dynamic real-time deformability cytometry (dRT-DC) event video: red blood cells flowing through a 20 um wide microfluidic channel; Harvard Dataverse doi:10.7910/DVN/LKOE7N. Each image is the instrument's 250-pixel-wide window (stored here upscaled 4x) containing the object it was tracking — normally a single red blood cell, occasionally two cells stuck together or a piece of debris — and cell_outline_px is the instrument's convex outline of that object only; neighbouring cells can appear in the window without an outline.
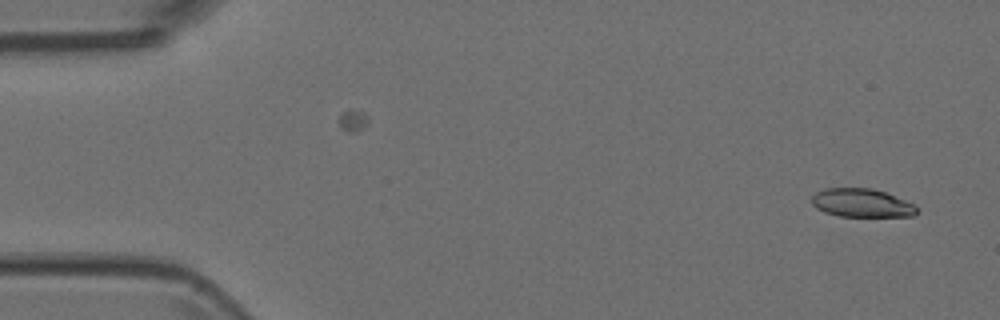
{"species": "Egyptian fruit bat (a non-hibernating species)", "species_latin": "Rousettus aegyptiacus", "temperature_condition": "room temperature", "stored_images_in_passage": 3, "camera_frame_rate_fps": 3000, "um_per_image_px": 0.085, "animal": {"sex": "female"}, "frame": {"image": 1, "passage_image": 3, "time_ms": 0.667, "image_size_px": [1000, 320], "cell_outline_px": [[916, 212], [912, 216], [840, 216], [824, 212], [816, 208], [812, 204], [812, 196], [816, 192], [824, 188], [872, 188], [884, 192], [904, 200], [912, 204], [916, 208]], "centroid_in_image_um": [73.18, 17.24], "position_along_channel_um": 11.8, "area_um2": 17.17}}